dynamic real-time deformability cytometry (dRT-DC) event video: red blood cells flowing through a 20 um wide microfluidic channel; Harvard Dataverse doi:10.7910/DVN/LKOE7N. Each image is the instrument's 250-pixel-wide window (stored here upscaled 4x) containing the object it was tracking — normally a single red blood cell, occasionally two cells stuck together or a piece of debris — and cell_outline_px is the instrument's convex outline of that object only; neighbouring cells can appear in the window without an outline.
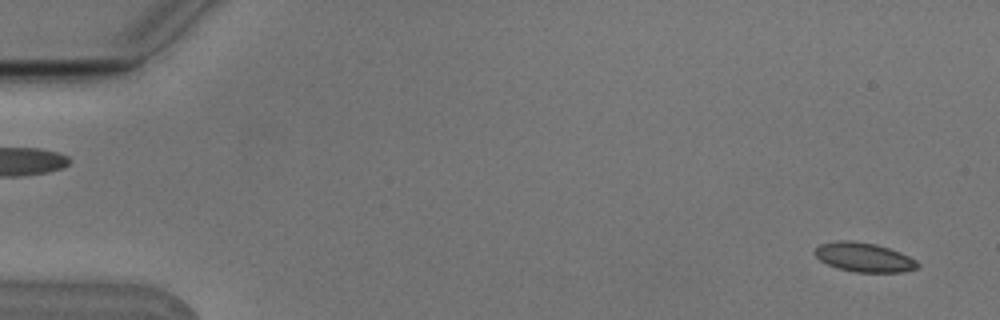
{"species": "Egyptian fruit bat (a non-hibernating species)", "species_latin": "Rousettus aegyptiacus", "temperature_condition": "cold", "stored_images_in_passage": 3, "segment_of_instrument_passage": [2, 2], "camera_frame_rate_fps": 3000, "um_per_image_px": 0.085, "animal": {"sex": "male"}, "frame": {"image": 1, "passage_image": 3, "time_ms": 0.667, "image_size_px": [1000, 320], "cell_outline_px": [[920, 264], [916, 268], [904, 272], [856, 272], [836, 268], [820, 260], [816, 256], [816, 248], [820, 244], [840, 240], [848, 240], [876, 244], [900, 252], [916, 260]], "centroid_in_image_um": [73.45, 21.87], "position_along_channel_um": 11.5, "area_um2": 17.34}}